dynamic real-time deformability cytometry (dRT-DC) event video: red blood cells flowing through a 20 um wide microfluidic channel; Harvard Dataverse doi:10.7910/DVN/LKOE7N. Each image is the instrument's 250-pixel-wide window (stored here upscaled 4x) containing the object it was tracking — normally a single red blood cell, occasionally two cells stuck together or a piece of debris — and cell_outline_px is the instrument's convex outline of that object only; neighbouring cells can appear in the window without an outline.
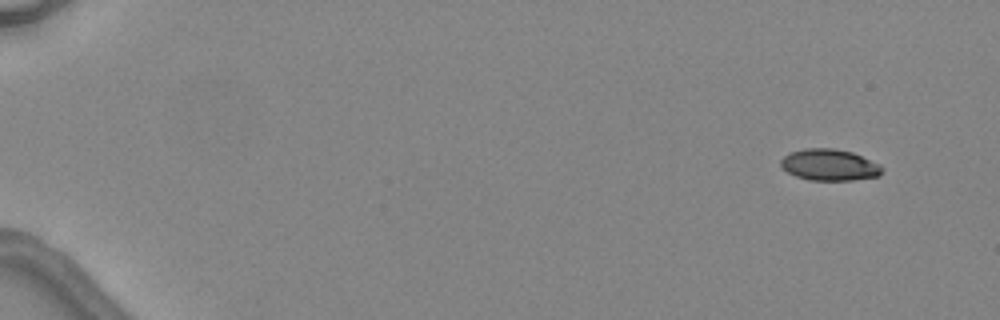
{"species": "common noctule bat (a hibernating species)", "species_latin": "Nyctalus noctula", "temperature_condition": "warm", "stored_images_in_passage": 7, "camera_frame_rate_fps": 3000, "um_per_image_px": 0.085, "animal": {"sex": "female", "body_mass_g": 24.6, "forearm_length_mm": 56.2}, "frame": {"image": 1, "passage_image": 1, "time_ms": 0.0, "image_size_px": [1000, 320], "cell_outline_px": [[884, 168], [880, 176], [852, 180], [808, 180], [796, 176], [788, 172], [780, 164], [780, 160], [788, 152], [804, 148], [832, 148], [852, 152], [880, 164]], "centroid_in_image_um": [70.51, 14.01], "position_along_channel_um": 14.5, "area_um2": 18.67}}
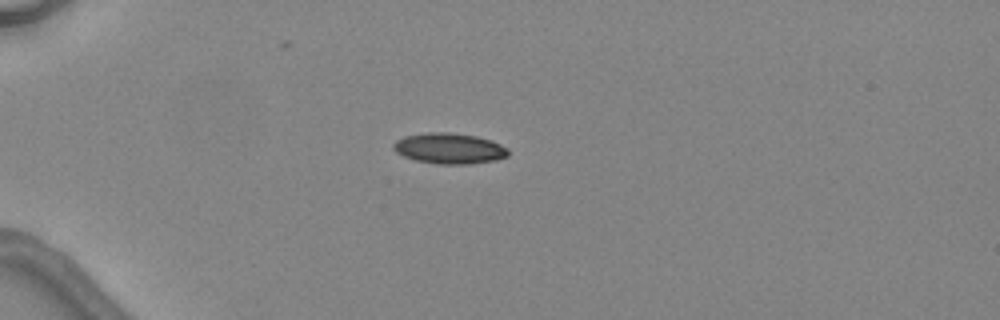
{"frame": {"image": 2, "passage_image": 4, "time_ms": 3.667, "image_size_px": [1000, 320], "cell_outline_px": [[508, 156], [496, 160], [468, 164], [436, 164], [416, 160], [404, 156], [396, 152], [392, 148], [392, 144], [396, 140], [404, 136], [428, 132], [448, 132], [476, 136], [492, 140], [508, 148]], "centroid_in_image_um": [38.18, 12.61], "position_along_channel_um": 46.8, "area_um2": 20.63}}